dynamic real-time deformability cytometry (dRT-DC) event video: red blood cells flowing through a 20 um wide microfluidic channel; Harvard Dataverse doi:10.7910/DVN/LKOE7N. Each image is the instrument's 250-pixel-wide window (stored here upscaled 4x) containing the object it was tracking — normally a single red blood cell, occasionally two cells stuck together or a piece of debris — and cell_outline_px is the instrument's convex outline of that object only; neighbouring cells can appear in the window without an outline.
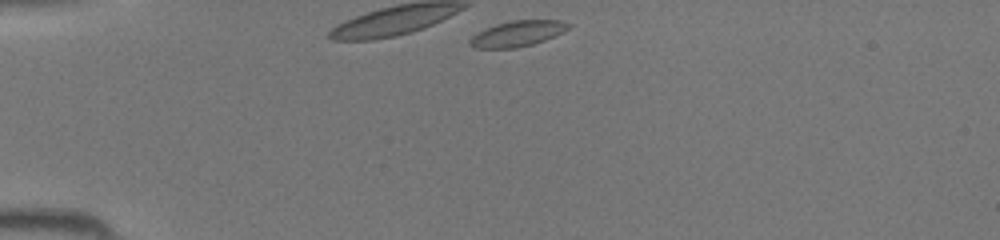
{"species": "common noctule bat (a hibernating species)", "species_latin": "Nyctalus noctula", "temperature_condition": "room temperature", "stored_images_in_passage": 5, "camera_frame_rate_fps": 3000, "um_per_image_px": 0.085, "animal": {"sex": "female", "body_mass_g": 19.5, "forearm_length_mm": 54.1}, "frame": {"image": 1, "passage_image": 1, "time_ms": 0.0, "image_size_px": [1000, 240], "cell_outline_px": [[572, 24], [568, 28], [544, 40], [532, 44], [516, 48], [476, 48], [468, 44], [468, 40], [472, 36], [496, 24], [512, 20], [560, 20]], "centroid_in_image_um": [43.96, 2.86], "position_along_channel_um": 41.0, "area_um2": 14.45}}